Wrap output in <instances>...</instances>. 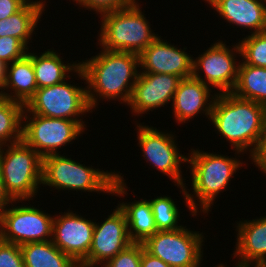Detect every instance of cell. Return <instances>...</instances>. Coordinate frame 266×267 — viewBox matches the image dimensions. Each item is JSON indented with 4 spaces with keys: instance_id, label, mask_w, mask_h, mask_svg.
<instances>
[{
    "instance_id": "cell-1",
    "label": "cell",
    "mask_w": 266,
    "mask_h": 267,
    "mask_svg": "<svg viewBox=\"0 0 266 267\" xmlns=\"http://www.w3.org/2000/svg\"><path fill=\"white\" fill-rule=\"evenodd\" d=\"M101 49L90 59L79 61L74 76L78 75V78L88 84L87 98L92 110L98 107L101 99L102 101L117 99L127 105L139 74V55Z\"/></svg>"
},
{
    "instance_id": "cell-2",
    "label": "cell",
    "mask_w": 266,
    "mask_h": 267,
    "mask_svg": "<svg viewBox=\"0 0 266 267\" xmlns=\"http://www.w3.org/2000/svg\"><path fill=\"white\" fill-rule=\"evenodd\" d=\"M234 151L235 158L221 153L204 152L199 148L191 149V154H188V163L191 166L188 165V168L190 167V175L192 176V189L190 190H193L191 191L193 194L187 190L188 187L185 185H177V187L180 188V193H183L184 203L193 217L197 216V213L208 214L218 194L223 193L224 189L226 191L234 173L236 174L238 169L243 167L245 161L236 158L240 157L241 153L243 155V152Z\"/></svg>"
},
{
    "instance_id": "cell-3",
    "label": "cell",
    "mask_w": 266,
    "mask_h": 267,
    "mask_svg": "<svg viewBox=\"0 0 266 267\" xmlns=\"http://www.w3.org/2000/svg\"><path fill=\"white\" fill-rule=\"evenodd\" d=\"M265 113L266 107L261 104L222 93L215 97L210 122L233 151H249L251 159L262 140Z\"/></svg>"
},
{
    "instance_id": "cell-4",
    "label": "cell",
    "mask_w": 266,
    "mask_h": 267,
    "mask_svg": "<svg viewBox=\"0 0 266 267\" xmlns=\"http://www.w3.org/2000/svg\"><path fill=\"white\" fill-rule=\"evenodd\" d=\"M119 173L85 166L63 154H51L43 158L42 186L58 191L109 193L123 198L127 195L128 186L124 175Z\"/></svg>"
},
{
    "instance_id": "cell-5",
    "label": "cell",
    "mask_w": 266,
    "mask_h": 267,
    "mask_svg": "<svg viewBox=\"0 0 266 267\" xmlns=\"http://www.w3.org/2000/svg\"><path fill=\"white\" fill-rule=\"evenodd\" d=\"M140 3L100 16L97 42L108 51L140 54L157 37L147 21Z\"/></svg>"
},
{
    "instance_id": "cell-6",
    "label": "cell",
    "mask_w": 266,
    "mask_h": 267,
    "mask_svg": "<svg viewBox=\"0 0 266 267\" xmlns=\"http://www.w3.org/2000/svg\"><path fill=\"white\" fill-rule=\"evenodd\" d=\"M42 167L43 158L23 140L0 147L1 177L11 200L30 203L36 197L42 184Z\"/></svg>"
},
{
    "instance_id": "cell-7",
    "label": "cell",
    "mask_w": 266,
    "mask_h": 267,
    "mask_svg": "<svg viewBox=\"0 0 266 267\" xmlns=\"http://www.w3.org/2000/svg\"><path fill=\"white\" fill-rule=\"evenodd\" d=\"M85 127L84 121L44 117L24 109L22 140L44 158L61 153L60 148L82 136Z\"/></svg>"
},
{
    "instance_id": "cell-8",
    "label": "cell",
    "mask_w": 266,
    "mask_h": 267,
    "mask_svg": "<svg viewBox=\"0 0 266 267\" xmlns=\"http://www.w3.org/2000/svg\"><path fill=\"white\" fill-rule=\"evenodd\" d=\"M202 234L183 225L177 230L157 231L143 245L148 253L171 267H201L205 243Z\"/></svg>"
},
{
    "instance_id": "cell-9",
    "label": "cell",
    "mask_w": 266,
    "mask_h": 267,
    "mask_svg": "<svg viewBox=\"0 0 266 267\" xmlns=\"http://www.w3.org/2000/svg\"><path fill=\"white\" fill-rule=\"evenodd\" d=\"M19 202L22 203L23 200H18V202L12 200L8 205L9 207L7 206L2 212L0 239L19 246L26 243L52 240L54 216L25 202L23 205L16 206V203ZM14 203L15 205H13Z\"/></svg>"
},
{
    "instance_id": "cell-10",
    "label": "cell",
    "mask_w": 266,
    "mask_h": 267,
    "mask_svg": "<svg viewBox=\"0 0 266 267\" xmlns=\"http://www.w3.org/2000/svg\"><path fill=\"white\" fill-rule=\"evenodd\" d=\"M25 109L31 114L44 117L83 121L80 117L92 113L86 87L67 82L38 88L27 102Z\"/></svg>"
},
{
    "instance_id": "cell-11",
    "label": "cell",
    "mask_w": 266,
    "mask_h": 267,
    "mask_svg": "<svg viewBox=\"0 0 266 267\" xmlns=\"http://www.w3.org/2000/svg\"><path fill=\"white\" fill-rule=\"evenodd\" d=\"M136 128L138 146L149 166L170 177L175 185H186L183 179L185 177H182L181 163L188 164V156L180 153L174 133L159 131L156 127L141 123H137Z\"/></svg>"
},
{
    "instance_id": "cell-12",
    "label": "cell",
    "mask_w": 266,
    "mask_h": 267,
    "mask_svg": "<svg viewBox=\"0 0 266 267\" xmlns=\"http://www.w3.org/2000/svg\"><path fill=\"white\" fill-rule=\"evenodd\" d=\"M230 47L219 39L201 55L193 58L192 76L208 87L212 86L211 89L215 87L217 94L231 93L237 81L240 61L236 56L241 57V50L239 43L233 44L231 49Z\"/></svg>"
},
{
    "instance_id": "cell-13",
    "label": "cell",
    "mask_w": 266,
    "mask_h": 267,
    "mask_svg": "<svg viewBox=\"0 0 266 267\" xmlns=\"http://www.w3.org/2000/svg\"><path fill=\"white\" fill-rule=\"evenodd\" d=\"M132 243L126 215L117 205L103 223L95 222L90 251L79 267H102Z\"/></svg>"
},
{
    "instance_id": "cell-14",
    "label": "cell",
    "mask_w": 266,
    "mask_h": 267,
    "mask_svg": "<svg viewBox=\"0 0 266 267\" xmlns=\"http://www.w3.org/2000/svg\"><path fill=\"white\" fill-rule=\"evenodd\" d=\"M60 214H54L52 242L79 265L90 251L95 221L72 210Z\"/></svg>"
},
{
    "instance_id": "cell-15",
    "label": "cell",
    "mask_w": 266,
    "mask_h": 267,
    "mask_svg": "<svg viewBox=\"0 0 266 267\" xmlns=\"http://www.w3.org/2000/svg\"><path fill=\"white\" fill-rule=\"evenodd\" d=\"M180 81V77L170 74L139 73L127 106L134 116L164 107L172 102Z\"/></svg>"
},
{
    "instance_id": "cell-16",
    "label": "cell",
    "mask_w": 266,
    "mask_h": 267,
    "mask_svg": "<svg viewBox=\"0 0 266 267\" xmlns=\"http://www.w3.org/2000/svg\"><path fill=\"white\" fill-rule=\"evenodd\" d=\"M186 49L168 44L158 36L139 54V73L170 74L181 79L191 77L194 57Z\"/></svg>"
},
{
    "instance_id": "cell-17",
    "label": "cell",
    "mask_w": 266,
    "mask_h": 267,
    "mask_svg": "<svg viewBox=\"0 0 266 267\" xmlns=\"http://www.w3.org/2000/svg\"><path fill=\"white\" fill-rule=\"evenodd\" d=\"M210 88L193 76L181 79L171 103L176 123L190 122L195 115L197 117V114L201 113L210 121L212 106L217 96L216 91H211ZM211 92L215 93L212 95Z\"/></svg>"
},
{
    "instance_id": "cell-18",
    "label": "cell",
    "mask_w": 266,
    "mask_h": 267,
    "mask_svg": "<svg viewBox=\"0 0 266 267\" xmlns=\"http://www.w3.org/2000/svg\"><path fill=\"white\" fill-rule=\"evenodd\" d=\"M236 224L235 267H266V216Z\"/></svg>"
},
{
    "instance_id": "cell-19",
    "label": "cell",
    "mask_w": 266,
    "mask_h": 267,
    "mask_svg": "<svg viewBox=\"0 0 266 267\" xmlns=\"http://www.w3.org/2000/svg\"><path fill=\"white\" fill-rule=\"evenodd\" d=\"M207 3L230 25L256 34L266 31V0H209Z\"/></svg>"
},
{
    "instance_id": "cell-20",
    "label": "cell",
    "mask_w": 266,
    "mask_h": 267,
    "mask_svg": "<svg viewBox=\"0 0 266 267\" xmlns=\"http://www.w3.org/2000/svg\"><path fill=\"white\" fill-rule=\"evenodd\" d=\"M37 89L32 58L28 54L7 65L6 81L1 90L2 97L26 105Z\"/></svg>"
},
{
    "instance_id": "cell-21",
    "label": "cell",
    "mask_w": 266,
    "mask_h": 267,
    "mask_svg": "<svg viewBox=\"0 0 266 267\" xmlns=\"http://www.w3.org/2000/svg\"><path fill=\"white\" fill-rule=\"evenodd\" d=\"M46 1L29 0L18 12L0 20V37L11 36L20 39L28 48L32 35L41 21Z\"/></svg>"
},
{
    "instance_id": "cell-22",
    "label": "cell",
    "mask_w": 266,
    "mask_h": 267,
    "mask_svg": "<svg viewBox=\"0 0 266 267\" xmlns=\"http://www.w3.org/2000/svg\"><path fill=\"white\" fill-rule=\"evenodd\" d=\"M28 55L32 58L38 88L53 86L63 82L66 78H72L70 75L79 67V60L78 62L68 63L65 60L63 62V57L51 49L41 52L40 55L31 51Z\"/></svg>"
},
{
    "instance_id": "cell-23",
    "label": "cell",
    "mask_w": 266,
    "mask_h": 267,
    "mask_svg": "<svg viewBox=\"0 0 266 267\" xmlns=\"http://www.w3.org/2000/svg\"><path fill=\"white\" fill-rule=\"evenodd\" d=\"M118 206L126 215L128 235L132 242L143 243L158 231L150 202L146 198L128 203L119 202Z\"/></svg>"
},
{
    "instance_id": "cell-24",
    "label": "cell",
    "mask_w": 266,
    "mask_h": 267,
    "mask_svg": "<svg viewBox=\"0 0 266 267\" xmlns=\"http://www.w3.org/2000/svg\"><path fill=\"white\" fill-rule=\"evenodd\" d=\"M231 93L266 107V68L240 61L237 81Z\"/></svg>"
},
{
    "instance_id": "cell-25",
    "label": "cell",
    "mask_w": 266,
    "mask_h": 267,
    "mask_svg": "<svg viewBox=\"0 0 266 267\" xmlns=\"http://www.w3.org/2000/svg\"><path fill=\"white\" fill-rule=\"evenodd\" d=\"M25 267H79L52 242L26 243L20 246Z\"/></svg>"
},
{
    "instance_id": "cell-26",
    "label": "cell",
    "mask_w": 266,
    "mask_h": 267,
    "mask_svg": "<svg viewBox=\"0 0 266 267\" xmlns=\"http://www.w3.org/2000/svg\"><path fill=\"white\" fill-rule=\"evenodd\" d=\"M25 105L0 97V147L22 141Z\"/></svg>"
},
{
    "instance_id": "cell-27",
    "label": "cell",
    "mask_w": 266,
    "mask_h": 267,
    "mask_svg": "<svg viewBox=\"0 0 266 267\" xmlns=\"http://www.w3.org/2000/svg\"><path fill=\"white\" fill-rule=\"evenodd\" d=\"M148 201L150 202L158 231L177 230L183 227L178 222L180 220V209L171 197H168V195L157 196L154 199H148Z\"/></svg>"
},
{
    "instance_id": "cell-28",
    "label": "cell",
    "mask_w": 266,
    "mask_h": 267,
    "mask_svg": "<svg viewBox=\"0 0 266 267\" xmlns=\"http://www.w3.org/2000/svg\"><path fill=\"white\" fill-rule=\"evenodd\" d=\"M238 43L245 64L266 68V31L249 34Z\"/></svg>"
},
{
    "instance_id": "cell-29",
    "label": "cell",
    "mask_w": 266,
    "mask_h": 267,
    "mask_svg": "<svg viewBox=\"0 0 266 267\" xmlns=\"http://www.w3.org/2000/svg\"><path fill=\"white\" fill-rule=\"evenodd\" d=\"M144 249L143 243L133 242L102 267H141V256Z\"/></svg>"
},
{
    "instance_id": "cell-30",
    "label": "cell",
    "mask_w": 266,
    "mask_h": 267,
    "mask_svg": "<svg viewBox=\"0 0 266 267\" xmlns=\"http://www.w3.org/2000/svg\"><path fill=\"white\" fill-rule=\"evenodd\" d=\"M29 48L18 38L0 37V61L6 65L22 59L28 54Z\"/></svg>"
},
{
    "instance_id": "cell-31",
    "label": "cell",
    "mask_w": 266,
    "mask_h": 267,
    "mask_svg": "<svg viewBox=\"0 0 266 267\" xmlns=\"http://www.w3.org/2000/svg\"><path fill=\"white\" fill-rule=\"evenodd\" d=\"M136 0H75V4L79 7L86 8V10L95 11L100 16L119 9H124L133 6L137 3Z\"/></svg>"
},
{
    "instance_id": "cell-32",
    "label": "cell",
    "mask_w": 266,
    "mask_h": 267,
    "mask_svg": "<svg viewBox=\"0 0 266 267\" xmlns=\"http://www.w3.org/2000/svg\"><path fill=\"white\" fill-rule=\"evenodd\" d=\"M0 267H25L19 245L0 239Z\"/></svg>"
},
{
    "instance_id": "cell-33",
    "label": "cell",
    "mask_w": 266,
    "mask_h": 267,
    "mask_svg": "<svg viewBox=\"0 0 266 267\" xmlns=\"http://www.w3.org/2000/svg\"><path fill=\"white\" fill-rule=\"evenodd\" d=\"M251 164L254 163L258 169L261 170L263 174L266 175V113L264 118V126H263V135L261 143L255 153V155L250 159Z\"/></svg>"
},
{
    "instance_id": "cell-34",
    "label": "cell",
    "mask_w": 266,
    "mask_h": 267,
    "mask_svg": "<svg viewBox=\"0 0 266 267\" xmlns=\"http://www.w3.org/2000/svg\"><path fill=\"white\" fill-rule=\"evenodd\" d=\"M29 0H0V20L18 12Z\"/></svg>"
},
{
    "instance_id": "cell-35",
    "label": "cell",
    "mask_w": 266,
    "mask_h": 267,
    "mask_svg": "<svg viewBox=\"0 0 266 267\" xmlns=\"http://www.w3.org/2000/svg\"><path fill=\"white\" fill-rule=\"evenodd\" d=\"M141 267H171L160 258L152 256L145 249L142 251Z\"/></svg>"
},
{
    "instance_id": "cell-36",
    "label": "cell",
    "mask_w": 266,
    "mask_h": 267,
    "mask_svg": "<svg viewBox=\"0 0 266 267\" xmlns=\"http://www.w3.org/2000/svg\"><path fill=\"white\" fill-rule=\"evenodd\" d=\"M12 200L9 198V196L5 193V189L3 186V180L1 177V171H0V217L2 212L5 210V208L8 206V204Z\"/></svg>"
},
{
    "instance_id": "cell-37",
    "label": "cell",
    "mask_w": 266,
    "mask_h": 267,
    "mask_svg": "<svg viewBox=\"0 0 266 267\" xmlns=\"http://www.w3.org/2000/svg\"><path fill=\"white\" fill-rule=\"evenodd\" d=\"M7 65L0 61V90H2L6 81Z\"/></svg>"
},
{
    "instance_id": "cell-38",
    "label": "cell",
    "mask_w": 266,
    "mask_h": 267,
    "mask_svg": "<svg viewBox=\"0 0 266 267\" xmlns=\"http://www.w3.org/2000/svg\"><path fill=\"white\" fill-rule=\"evenodd\" d=\"M215 267V266H214ZM216 267H225L223 263L218 264Z\"/></svg>"
}]
</instances>
